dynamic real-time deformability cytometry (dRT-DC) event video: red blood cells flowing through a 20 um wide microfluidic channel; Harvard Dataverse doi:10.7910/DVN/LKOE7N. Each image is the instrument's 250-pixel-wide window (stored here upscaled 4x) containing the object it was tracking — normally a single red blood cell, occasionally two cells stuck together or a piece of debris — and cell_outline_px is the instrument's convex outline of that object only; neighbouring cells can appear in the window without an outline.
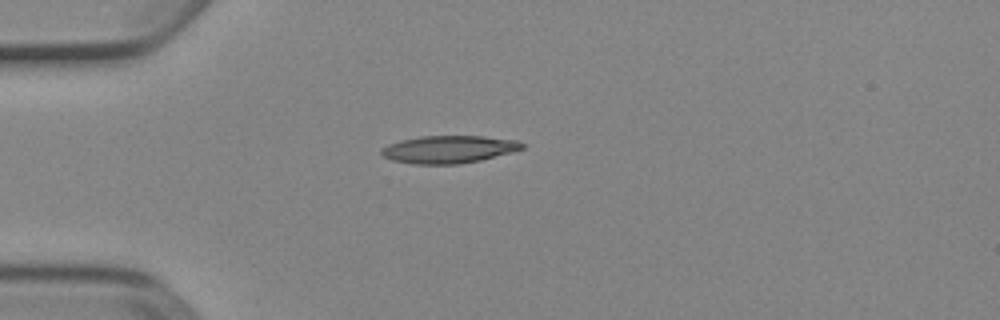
{"species": "Egyptian fruit bat (a non-hibernating species)", "species_latin": "Rousettus aegyptiacus", "temperature_condition": "cold", "stored_images_in_passage": 1, "camera_frame_rate_fps": 3000, "um_per_image_px": 0.085, "animal": {"sex": "female"}, "frame": {"image": 1, "passage_image": 1, "time_ms": 0.0, "image_size_px": [1000, 320], "cell_outline_px": [[524, 148], [512, 152], [480, 160], [456, 164], [412, 164], [392, 160], [384, 156], [380, 152], [380, 148], [388, 144], [400, 140], [420, 136], [484, 136], [516, 140], [524, 144]], "centroid_in_image_um": [38.12, 12.69], "position_along_channel_um": 46.9, "area_um2": 22.6}}